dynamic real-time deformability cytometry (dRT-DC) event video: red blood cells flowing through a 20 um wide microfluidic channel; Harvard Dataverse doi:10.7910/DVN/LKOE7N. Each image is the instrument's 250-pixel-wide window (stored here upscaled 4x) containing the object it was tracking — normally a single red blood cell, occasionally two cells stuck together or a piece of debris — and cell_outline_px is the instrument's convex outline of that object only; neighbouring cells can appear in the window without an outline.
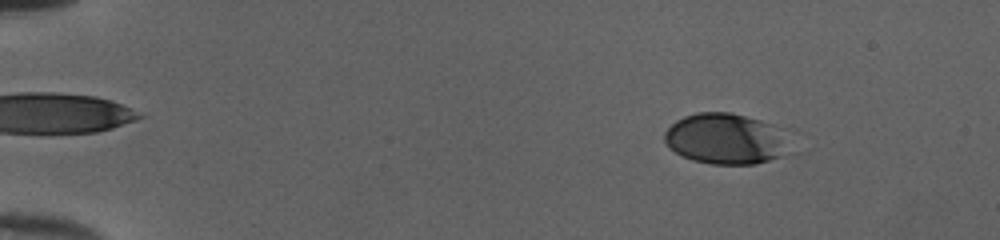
{"species": "human", "species_latin": "Homo sapiens", "temperature_condition": "cold", "stored_images_in_passage": 52, "camera_frame_rate_fps": 3000, "um_per_image_px": 0.085, "donor": {"sex": "female"}, "frame": {"image": 1, "passage_image": 7, "time_ms": 2.0, "image_size_px": [1000, 240], "cell_outline_px": [[784, 152], [780, 156], [756, 164], [712, 164], [692, 160], [680, 156], [668, 148], [664, 140], [664, 132], [676, 120], [684, 116], [696, 112], [728, 112], [760, 120], [772, 124]], "centroid_in_image_um": [61.46, 11.8], "position_along_channel_um": 23.5, "area_um2": 35.89}}
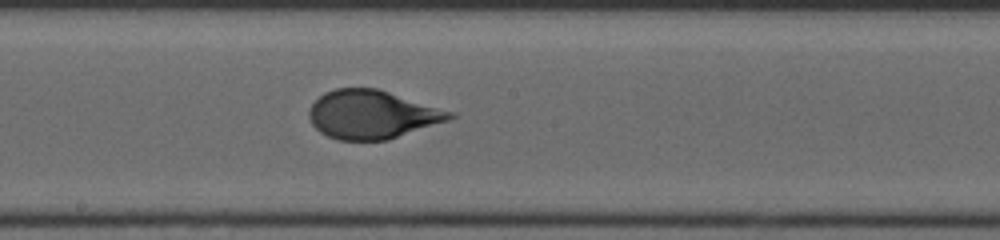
{"frame": {"image": 2, "passage_image": 30, "time_ms": 9.667, "image_size_px": [1000, 240], "cell_outline_px": [[456, 116], [448, 120], [388, 140], [336, 140], [320, 132], [312, 124], [308, 116], [308, 108], [324, 92], [336, 88], [376, 88], [456, 112]], "centroid_in_image_um": [31.62, 9.73], "position_along_channel_um": 216.6, "area_um2": 39.77}}
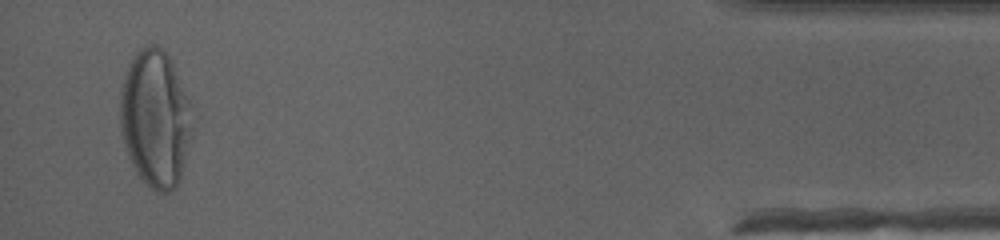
{"frame": {"image": 3, "passage_image": 50, "time_ms": 16.333, "image_size_px": [1000, 240], "cell_outline_px": [[192, 132], [180, 180], [176, 188], [168, 192], [156, 192], [136, 172], [132, 164], [124, 144], [120, 128], [120, 92], [124, 76], [128, 64], [132, 56], [140, 48], [148, 44], [156, 44], [172, 60], [192, 104]], "centroid_in_image_um": [13.21, 10.04], "position_along_channel_um": 422.0, "area_um2": 58.2}, "authors_computed_cell_mechanics": {"area_um2": 39.7664, "velocity_mm_per_s": 4.0185, "shape_relaxation_time_tau1_ms": 4.4386, "shape_relaxation_time_tau2_ms": null, "deformation_change_tau1": 0.2057, "deformation_change_tau2": null}}